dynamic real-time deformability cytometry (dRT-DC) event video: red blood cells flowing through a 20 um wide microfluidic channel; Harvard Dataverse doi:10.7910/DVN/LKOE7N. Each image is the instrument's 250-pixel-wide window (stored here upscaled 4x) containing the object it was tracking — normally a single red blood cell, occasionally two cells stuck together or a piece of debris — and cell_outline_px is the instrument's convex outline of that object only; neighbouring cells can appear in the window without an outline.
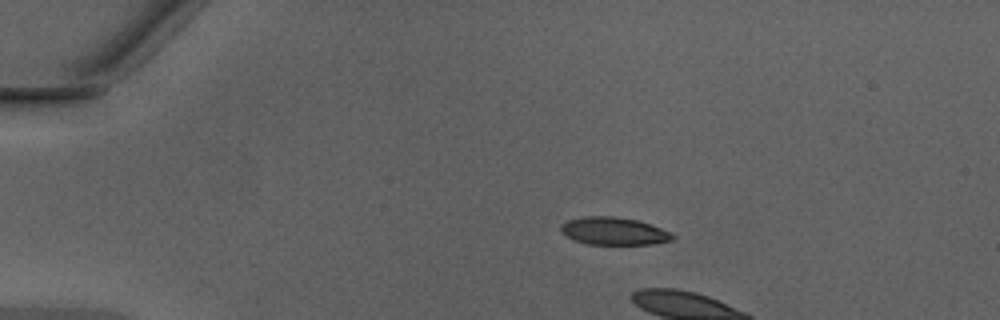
{"species": "Egyptian fruit bat (a non-hibernating species)", "species_latin": "Rousettus aegyptiacus", "temperature_condition": "warm", "stored_images_in_passage": 4, "camera_frame_rate_fps": 3000, "um_per_image_px": 0.085, "animal": {"sex": "male"}, "frame": {"image": 1, "passage_image": 1, "time_ms": 0.0, "image_size_px": [1000, 320], "cell_outline_px": [[676, 236], [672, 240], [652, 244], [584, 244], [572, 240], [560, 228], [560, 224], [568, 220], [584, 216], [616, 216], [636, 220], [672, 232]], "centroid_in_image_um": [52.17, 19.64], "position_along_channel_um": 32.8, "area_um2": 17.98}}